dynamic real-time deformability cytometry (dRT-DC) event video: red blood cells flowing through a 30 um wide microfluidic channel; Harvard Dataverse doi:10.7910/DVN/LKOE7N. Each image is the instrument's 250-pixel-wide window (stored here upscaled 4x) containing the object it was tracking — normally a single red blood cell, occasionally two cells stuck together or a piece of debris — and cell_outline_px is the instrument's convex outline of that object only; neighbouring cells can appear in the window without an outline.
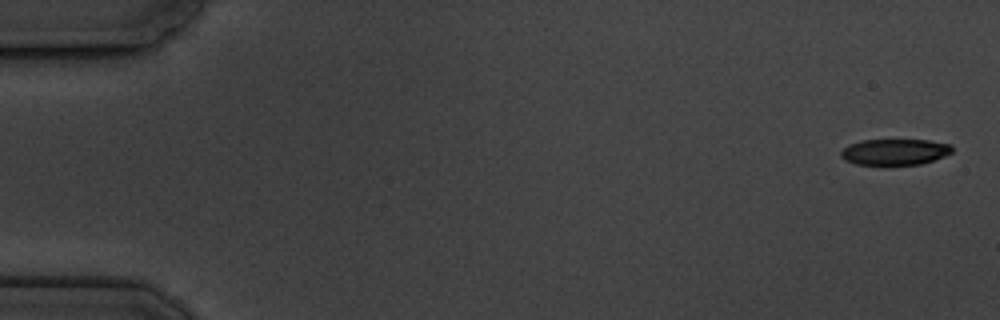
{"species": "common noctule bat (a hibernating species)", "species_latin": "Nyctalus noctula", "temperature_condition": "cold", "stored_images_in_passage": 3, "camera_frame_rate_fps": 3000, "um_per_image_px": 0.085, "animal": {"sex": "male", "body_mass_g": 19.5, "forearm_length_mm": 54.6}, "frame": {"image": 1, "passage_image": 1, "time_ms": 0.0, "image_size_px": [1000, 320], "cell_outline_px": [[952, 152], [944, 156], [920, 164], [884, 168], [856, 164], [844, 160], [840, 156], [840, 152], [848, 144], [860, 140], [928, 140], [948, 144], [952, 148]], "centroid_in_image_um": [75.97, 12.96], "position_along_channel_um": 9.0, "area_um2": 17.63}}